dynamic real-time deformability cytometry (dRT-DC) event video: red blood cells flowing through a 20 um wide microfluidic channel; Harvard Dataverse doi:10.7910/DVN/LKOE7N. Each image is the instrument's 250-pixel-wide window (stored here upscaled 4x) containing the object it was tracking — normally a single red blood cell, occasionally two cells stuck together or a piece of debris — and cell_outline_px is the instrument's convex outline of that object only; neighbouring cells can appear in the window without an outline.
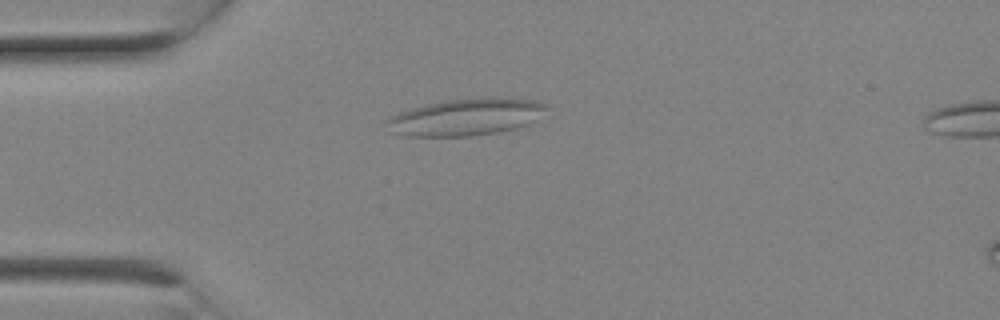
{"species": "Egyptian fruit bat (a non-hibernating species)", "species_latin": "Rousettus aegyptiacus", "temperature_condition": "room temperature", "stored_images_in_passage": 3, "camera_frame_rate_fps": 3000, "um_per_image_px": 0.085, "animal": {"sex": "female"}, "frame": {"image": 1, "passage_image": 1, "time_ms": 0.0, "image_size_px": [1000, 320], "cell_outline_px": [[548, 108], [536, 120], [528, 124], [516, 128], [500, 132], [472, 136], [408, 136], [388, 132], [384, 120], [400, 112], [412, 108], [428, 104], [448, 100], [484, 96], [508, 96], [536, 100], [548, 104]], "centroid_in_image_um": [39.66, 9.93], "position_along_channel_um": 45.3, "area_um2": 35.14}}